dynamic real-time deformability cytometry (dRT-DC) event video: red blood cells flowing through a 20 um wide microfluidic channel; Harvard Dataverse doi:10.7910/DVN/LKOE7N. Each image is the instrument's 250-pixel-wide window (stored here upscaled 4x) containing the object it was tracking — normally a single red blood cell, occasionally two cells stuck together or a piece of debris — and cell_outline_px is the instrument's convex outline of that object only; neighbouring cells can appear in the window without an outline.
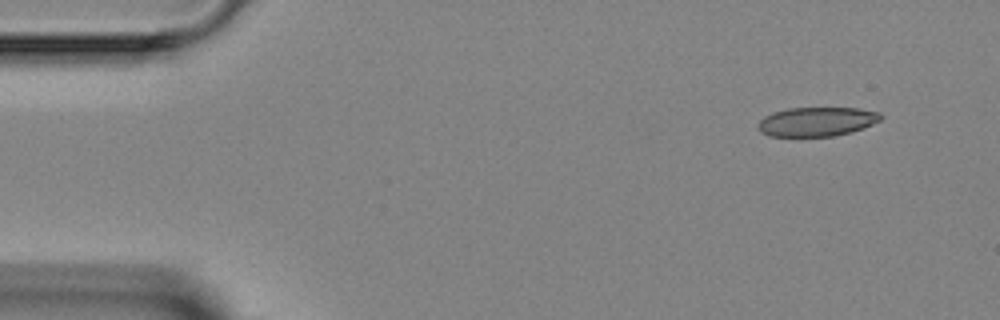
{"species": "Egyptian fruit bat (a non-hibernating species)", "species_latin": "Rousettus aegyptiacus", "temperature_condition": "room temperature", "stored_images_in_passage": 4, "camera_frame_rate_fps": 3000, "um_per_image_px": 0.085, "animal": {"sex": "female"}, "frame": {"image": 1, "passage_image": 1, "time_ms": 0.0, "image_size_px": [1000, 320], "cell_outline_px": [[884, 116], [880, 120], [864, 128], [852, 132], [832, 136], [768, 136], [760, 132], [756, 128], [756, 124], [764, 116], [772, 112], [788, 108], [860, 108], [880, 112]], "centroid_in_image_um": [69.41, 10.34], "position_along_channel_um": 15.6, "area_um2": 21.15}}
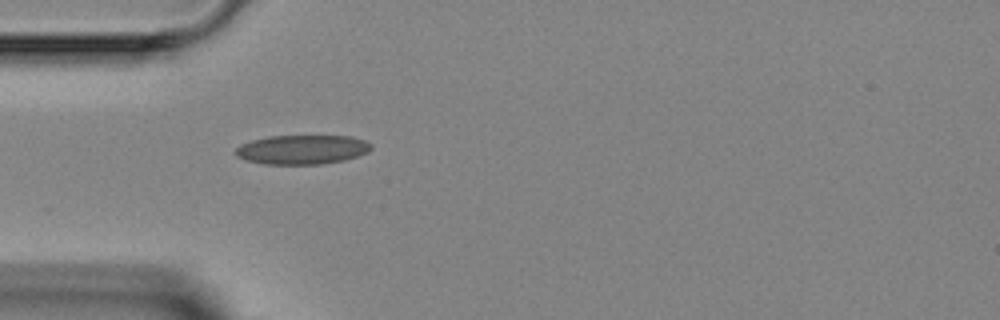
{"frame": {"image": 2, "passage_image": 4, "time_ms": 3.333, "image_size_px": [1000, 320], "cell_outline_px": [[372, 148], [368, 152], [344, 160], [320, 164], [264, 164], [248, 160], [236, 156], [232, 152], [240, 144], [252, 140], [268, 136], [352, 136], [364, 140], [372, 144]], "centroid_in_image_um": [25.66, 12.71], "position_along_channel_um": 59.3, "area_um2": 23.18}}